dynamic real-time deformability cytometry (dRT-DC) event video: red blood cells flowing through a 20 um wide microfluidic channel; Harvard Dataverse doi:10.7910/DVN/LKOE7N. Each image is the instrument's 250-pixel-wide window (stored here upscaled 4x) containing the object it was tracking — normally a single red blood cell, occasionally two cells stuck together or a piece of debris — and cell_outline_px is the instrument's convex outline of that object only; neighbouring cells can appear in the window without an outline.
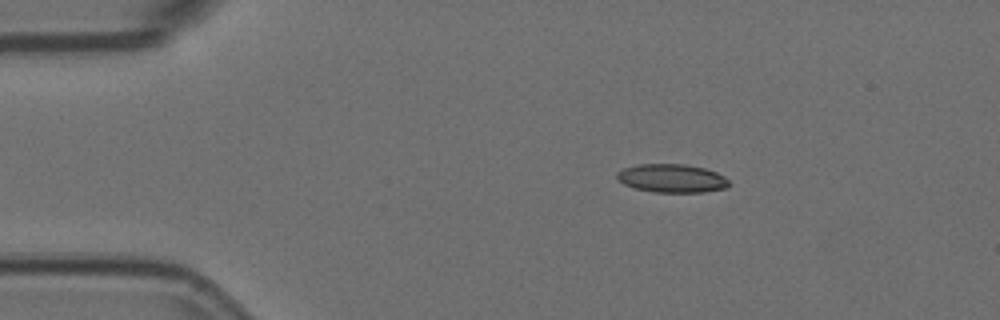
{"species": "Egyptian fruit bat (a non-hibernating species)", "species_latin": "Rousettus aegyptiacus", "temperature_condition": "room temperature", "stored_images_in_passage": 4, "camera_frame_rate_fps": 3000, "um_per_image_px": 0.085, "animal": {"sex": "female"}, "frame": {"image": 1, "passage_image": 2, "time_ms": 0.333, "image_size_px": [1000, 320], "cell_outline_px": [[728, 188], [704, 192], [652, 192], [636, 188], [624, 184], [616, 176], [616, 172], [624, 168], [640, 164], [684, 164], [704, 168], [716, 172], [724, 176], [728, 180]], "centroid_in_image_um": [57.12, 15.16], "position_along_channel_um": 27.9, "area_um2": 18.5}}
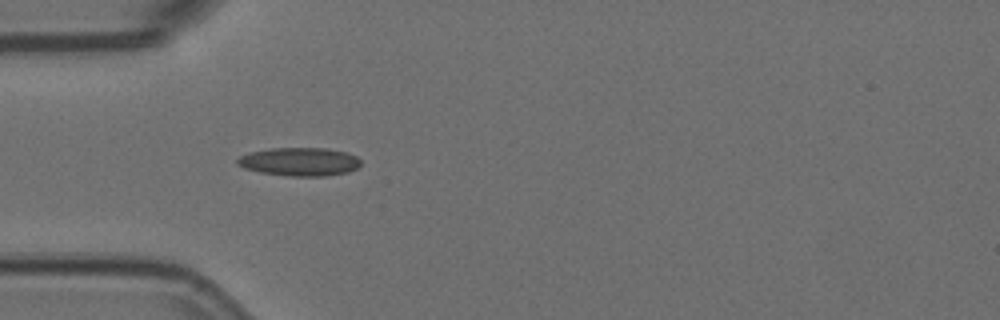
{"frame": {"image": 2, "passage_image": 4, "time_ms": 1.0, "image_size_px": [1000, 320], "cell_outline_px": [[360, 164], [356, 168], [348, 172], [324, 176], [288, 176], [260, 172], [244, 168], [236, 164], [236, 160], [240, 156], [252, 152], [272, 148], [328, 148], [348, 152], [356, 156], [360, 160]], "centroid_in_image_um": [25.47, 13.74], "position_along_channel_um": 59.5, "area_um2": 20.4}}